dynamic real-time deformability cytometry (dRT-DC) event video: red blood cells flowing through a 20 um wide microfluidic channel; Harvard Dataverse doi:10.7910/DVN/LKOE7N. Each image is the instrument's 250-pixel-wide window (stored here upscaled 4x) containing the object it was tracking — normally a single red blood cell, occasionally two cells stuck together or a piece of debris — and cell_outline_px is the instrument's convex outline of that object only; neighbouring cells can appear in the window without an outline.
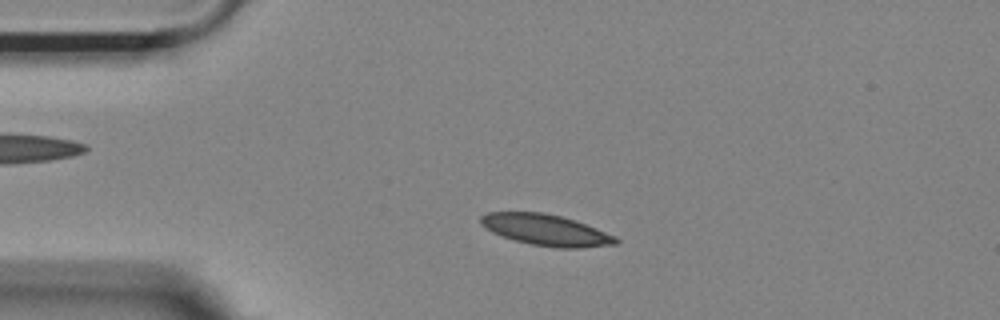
{"species": "Egyptian fruit bat (a non-hibernating species)", "species_latin": "Rousettus aegyptiacus", "temperature_condition": "room temperature", "stored_images_in_passage": 50, "camera_frame_rate_fps": 3000, "um_per_image_px": 0.085, "animal": {"sex": "female"}, "frame": {"image": 1, "passage_image": 8, "time_ms": 2.333, "image_size_px": [1000, 320], "cell_outline_px": [[620, 240], [616, 244], [580, 248], [556, 248], [532, 244], [516, 240], [492, 232], [484, 228], [480, 224], [480, 216], [488, 212], [544, 212], [576, 220], [616, 236]], "centroid_in_image_um": [46.41, 19.54], "position_along_channel_um": 38.6, "area_um2": 24.51}}
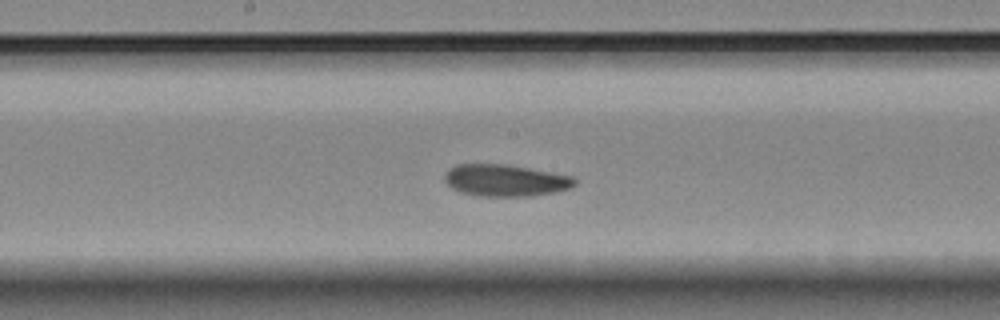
{"frame": {"image": 2, "passage_image": 24, "time_ms": 7.667, "image_size_px": [1000, 320], "cell_outline_px": [[576, 184], [572, 188], [556, 192], [532, 196], [476, 196], [460, 192], [452, 188], [444, 180], [444, 176], [448, 168], [456, 164], [504, 164], [528, 168], [572, 176], [576, 180]], "centroid_in_image_um": [42.94, 15.34], "position_along_channel_um": 205.3, "area_um2": 24.28}}
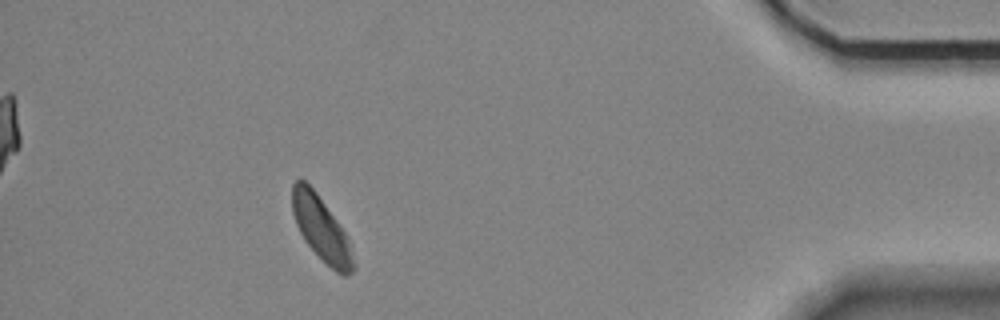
{"frame": {"image": 3, "passage_image": 45, "time_ms": 14.667, "image_size_px": [1000, 320], "cell_outline_px": [[356, 268], [348, 276], [344, 276], [336, 272], [304, 240], [296, 224], [292, 212], [292, 184], [296, 180], [304, 180], [316, 192], [344, 232], [348, 240], [356, 264]], "centroid_in_image_um": [27.31, 19.46], "position_along_channel_um": 407.9, "area_um2": 22.37}, "authors_computed_cell_mechanics": {"area_um2": 23.9003, "velocity_mm_per_s": 3.6397, "shape_relaxation_time_tau1_ms": null, "shape_relaxation_time_tau2_ms": 5.5817, "deformation_change_tau1": null, "deformation_change_tau2": 0.0852}}